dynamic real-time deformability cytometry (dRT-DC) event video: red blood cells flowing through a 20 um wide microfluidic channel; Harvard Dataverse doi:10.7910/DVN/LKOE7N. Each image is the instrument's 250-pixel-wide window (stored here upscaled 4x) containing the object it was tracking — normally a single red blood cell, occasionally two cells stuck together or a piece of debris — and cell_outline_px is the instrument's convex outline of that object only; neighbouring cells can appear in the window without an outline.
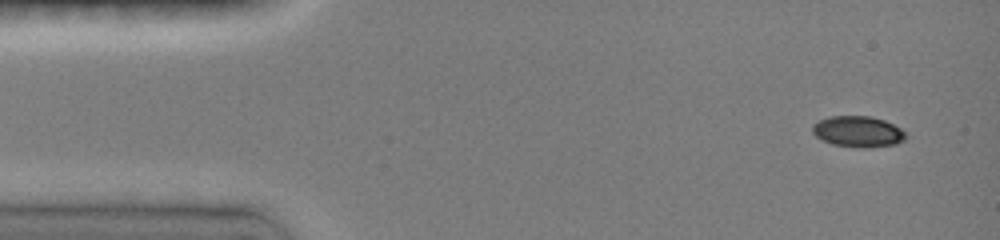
{"species": "common noctule bat (a hibernating species)", "species_latin": "Nyctalus noctula", "temperature_condition": "room temperature", "stored_images_in_passage": 7, "camera_frame_rate_fps": 3000, "um_per_image_px": 0.085, "animal": {"sex": "female", "body_mass_g": 19.0, "forearm_length_mm": 51.5}, "frame": {"image": 1, "passage_image": 1, "time_ms": 0.0, "image_size_px": [1000, 240], "cell_outline_px": [[904, 140], [896, 144], [832, 144], [816, 136], [812, 132], [812, 124], [820, 120], [832, 116], [872, 116], [884, 120], [900, 128], [904, 132]], "centroid_in_image_um": [72.88, 11.11], "position_along_channel_um": 12.1, "area_um2": 15.72}}
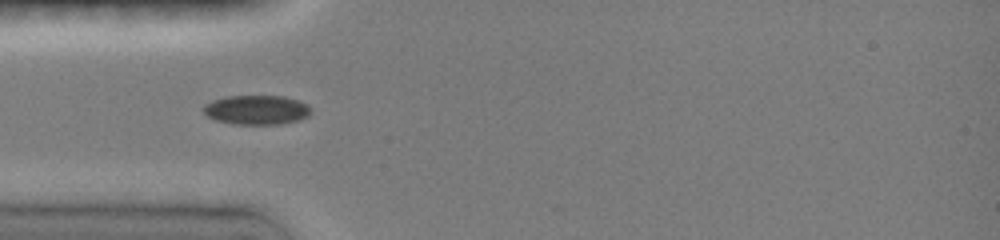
{"frame": {"image": 2, "passage_image": 5, "time_ms": 3.667, "image_size_px": [1000, 240], "cell_outline_px": [[312, 112], [308, 116], [300, 120], [280, 124], [232, 124], [216, 120], [208, 116], [204, 112], [204, 104], [212, 100], [224, 96], [284, 96], [308, 104]], "centroid_in_image_um": [21.82, 9.34], "position_along_channel_um": 63.2, "area_um2": 18.5}}
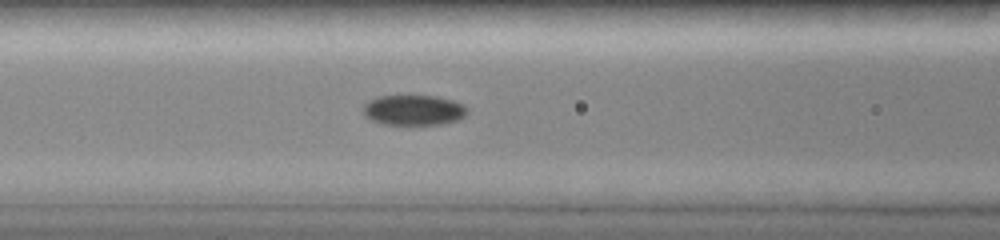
{"frame": {"image": 3, "passage_image": 7, "time_ms": 5.333, "image_size_px": [1000, 240], "cell_outline_px": [[468, 112], [464, 116], [456, 120], [440, 124], [384, 124], [372, 120], [364, 116], [364, 104], [368, 100], [376, 96], [436, 96], [452, 100], [464, 104], [468, 108]], "centroid_in_image_um": [35.16, 9.35], "position_along_channel_um": 131.4, "area_um2": 18.32}}